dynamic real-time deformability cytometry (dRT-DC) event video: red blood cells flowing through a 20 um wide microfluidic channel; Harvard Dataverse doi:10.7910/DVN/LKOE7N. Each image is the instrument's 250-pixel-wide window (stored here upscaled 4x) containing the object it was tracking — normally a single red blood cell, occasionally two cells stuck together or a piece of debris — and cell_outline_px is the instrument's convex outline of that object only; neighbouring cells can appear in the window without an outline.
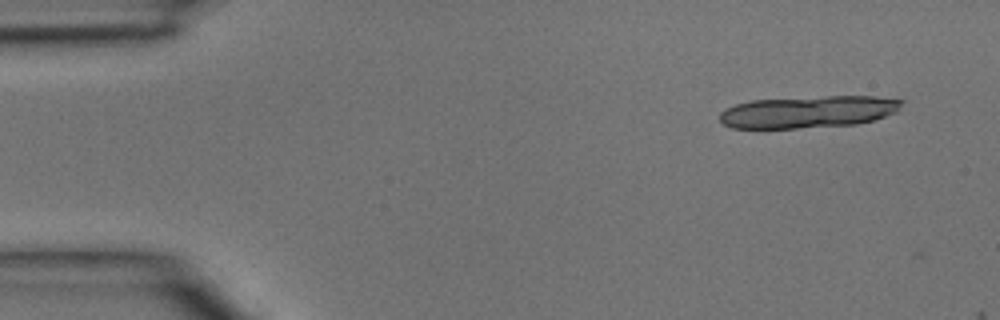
{"species": "common noctule bat (a hibernating species)", "species_latin": "Nyctalus noctula", "temperature_condition": "room temperature", "stored_images_in_passage": 2, "segment_of_instrument_passage": [2, 2], "camera_frame_rate_fps": 3000, "um_per_image_px": 0.085, "animal": {"sex": "male", "body_mass_g": 15.6}, "frame": {"image": 1, "passage_image": 2, "time_ms": 0.333, "image_size_px": [1000, 320], "cell_outline_px": [[904, 100], [896, 112], [872, 120], [856, 124], [796, 128], [732, 128], [724, 124], [720, 120], [720, 112], [736, 104], [752, 100], [828, 96], [872, 96]], "centroid_in_image_um": [68.69, 9.5], "position_along_channel_um": 16.3, "area_um2": 33.7}}